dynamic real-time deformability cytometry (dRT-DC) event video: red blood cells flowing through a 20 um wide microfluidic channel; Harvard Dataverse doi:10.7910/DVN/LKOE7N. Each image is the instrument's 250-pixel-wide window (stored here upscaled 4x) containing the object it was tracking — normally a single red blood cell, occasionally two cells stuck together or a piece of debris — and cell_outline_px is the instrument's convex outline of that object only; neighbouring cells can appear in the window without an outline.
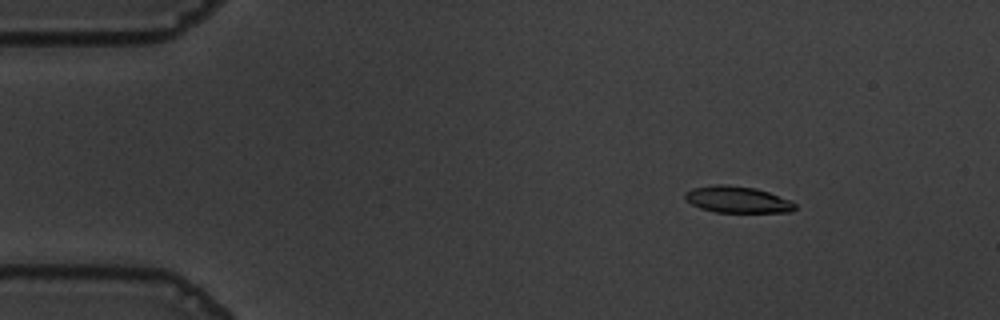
{"species": "common noctule bat (a hibernating species)", "species_latin": "Nyctalus noctula", "temperature_condition": "warm", "stored_images_in_passage": 57, "segment_of_instrument_passage": [1, 2], "camera_frame_rate_fps": 3000, "um_per_image_px": 0.085, "animal": {"sex": "male", "body_mass_g": 19.5, "forearm_length_mm": 54.6}, "frame": {"image": 1, "passage_image": 8, "time_ms": 2.333, "image_size_px": [1000, 320], "cell_outline_px": [[796, 208], [792, 212], [716, 212], [700, 208], [684, 200], [684, 192], [692, 188], [716, 184], [724, 184], [756, 188], [768, 192], [788, 200], [796, 204]], "centroid_in_image_um": [62.63, 16.96], "position_along_channel_um": 22.4, "area_um2": 16.99}}
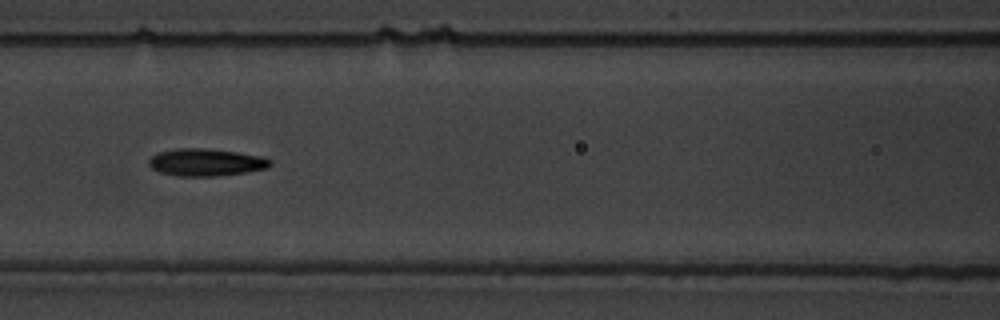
{"frame": {"image": 2, "passage_image": 25, "time_ms": 8.0, "image_size_px": [1000, 320], "cell_outline_px": [[272, 164], [268, 168], [248, 172], [216, 176], [176, 176], [160, 172], [152, 168], [148, 164], [148, 160], [152, 156], [160, 152], [176, 148], [208, 148], [236, 152], [260, 156], [272, 160]], "centroid_in_image_um": [17.52, 13.8], "position_along_channel_um": 149.1, "area_um2": 19.42}}
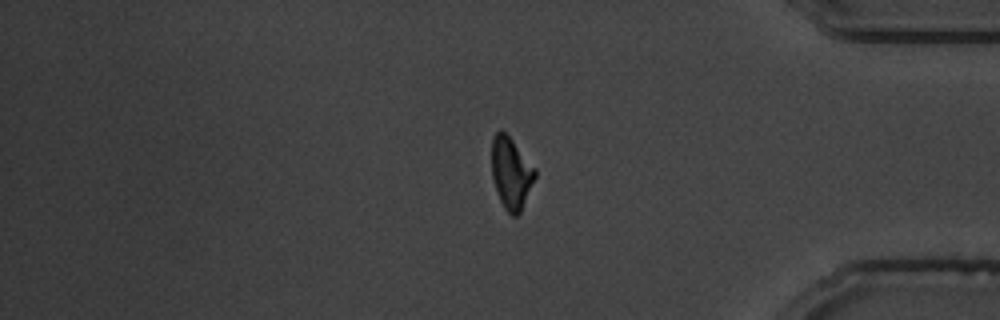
{"frame": {"image": 3, "passage_image": 47, "time_ms": 15.333, "image_size_px": [1000, 320], "cell_outline_px": [[536, 176], [520, 212], [516, 216], [512, 216], [504, 208], [496, 192], [492, 176], [492, 136], [500, 128], [512, 140], [536, 168]], "centroid_in_image_um": [43.43, 14.7], "position_along_channel_um": 391.8, "area_um2": 18.03}}